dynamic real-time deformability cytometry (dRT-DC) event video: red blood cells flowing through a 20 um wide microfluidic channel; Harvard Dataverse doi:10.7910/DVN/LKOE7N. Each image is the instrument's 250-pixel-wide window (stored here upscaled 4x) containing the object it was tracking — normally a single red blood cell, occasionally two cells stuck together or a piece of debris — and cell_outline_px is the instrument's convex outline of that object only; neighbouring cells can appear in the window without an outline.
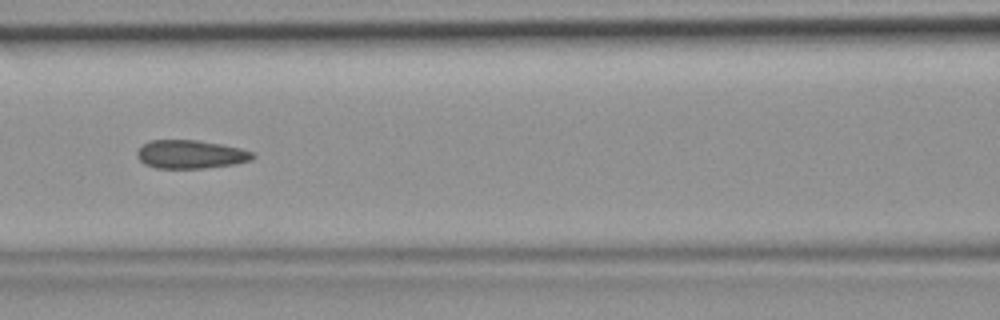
{"species": "common noctule bat (a hibernating species)", "species_latin": "Nyctalus noctula", "temperature_condition": "room temperature", "stored_images_in_passage": 12, "camera_frame_rate_fps": 3000, "um_per_image_px": 0.085, "animal": {"sex": "female", "body_mass_g": 19.9}, "frame": {"image": 1, "passage_image": 9, "time_ms": 2.667, "image_size_px": [1000, 320], "cell_outline_px": [[256, 156], [252, 160], [232, 164], [204, 168], [156, 168], [144, 164], [136, 156], [136, 152], [144, 144], [152, 140], [196, 140], [220, 144], [240, 148], [252, 152]], "centroid_in_image_um": [16.19, 13.12], "position_along_channel_um": 150.4, "area_um2": 19.02}}